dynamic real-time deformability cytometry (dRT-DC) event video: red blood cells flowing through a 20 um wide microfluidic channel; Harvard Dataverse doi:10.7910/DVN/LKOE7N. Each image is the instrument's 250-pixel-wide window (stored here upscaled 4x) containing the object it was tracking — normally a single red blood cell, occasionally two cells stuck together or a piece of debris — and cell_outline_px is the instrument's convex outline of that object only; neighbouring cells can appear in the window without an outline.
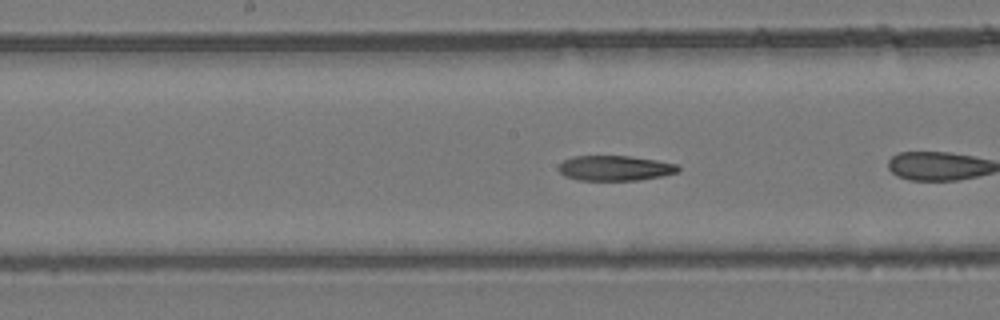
{"species": "common noctule bat (a hibernating species)", "species_latin": "Nyctalus noctula", "temperature_condition": "room temperature", "stored_images_in_passage": 22, "camera_frame_rate_fps": 3000, "um_per_image_px": 0.085, "animal": {"sex": "female", "body_mass_g": 24.6, "forearm_length_mm": 56.2}, "frame": {"image": 1, "passage_image": 10, "time_ms": 3.0, "image_size_px": [1000, 320], "cell_outline_px": [[680, 168], [676, 172], [660, 176], [640, 180], [576, 180], [564, 176], [556, 168], [564, 160], [572, 156], [632, 156], [656, 160], [676, 164]], "centroid_in_image_um": [52.22, 14.29], "position_along_channel_um": 196.0, "area_um2": 17.51}}